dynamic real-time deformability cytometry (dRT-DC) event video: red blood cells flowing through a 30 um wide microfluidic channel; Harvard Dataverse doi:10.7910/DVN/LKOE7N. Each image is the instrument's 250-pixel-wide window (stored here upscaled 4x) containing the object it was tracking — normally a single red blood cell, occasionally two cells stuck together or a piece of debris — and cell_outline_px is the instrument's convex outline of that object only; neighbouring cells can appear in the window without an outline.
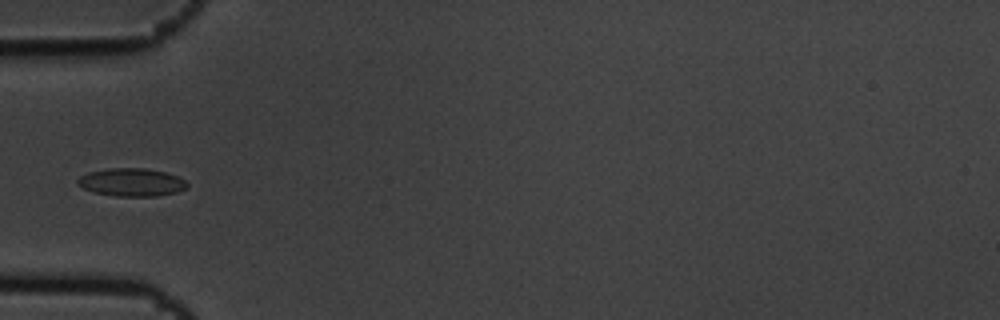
{"species": "common noctule bat (a hibernating species)", "species_latin": "Nyctalus noctula", "temperature_condition": "cold", "stored_images_in_passage": 5, "camera_frame_rate_fps": 3000, "um_per_image_px": 0.085, "animal": {"sex": "male", "body_mass_g": 19.5, "forearm_length_mm": 54.6}, "frame": {"image": 1, "passage_image": 4, "time_ms": 1.0, "image_size_px": [1000, 320], "cell_outline_px": [[188, 188], [176, 192], [156, 196], [116, 196], [92, 192], [76, 184], [76, 180], [80, 176], [88, 172], [108, 168], [144, 168], [164, 172], [176, 176], [184, 180], [188, 184]], "centroid_in_image_um": [11.15, 15.49], "position_along_channel_um": 73.8, "area_um2": 17.86}}
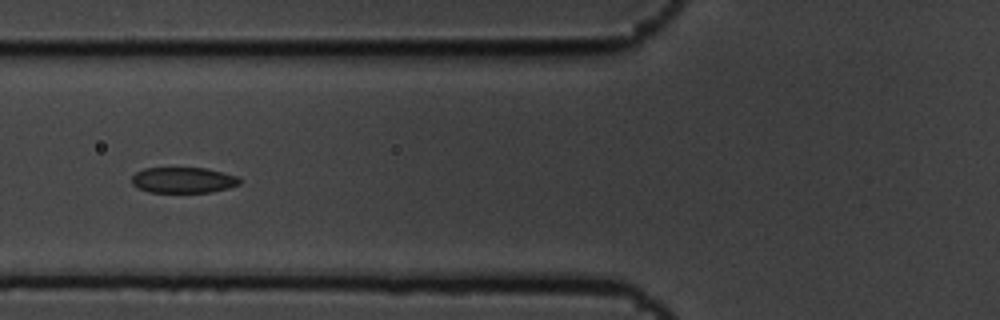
{"frame": {"image": 2, "passage_image": 5, "time_ms": 1.333, "image_size_px": [1000, 320], "cell_outline_px": [[240, 184], [228, 188], [212, 192], [148, 192], [132, 184], [132, 176], [136, 172], [144, 168], [204, 168], [236, 176], [240, 180]], "centroid_in_image_um": [15.55, 15.31], "position_along_channel_um": 110.2, "area_um2": 16.01}}